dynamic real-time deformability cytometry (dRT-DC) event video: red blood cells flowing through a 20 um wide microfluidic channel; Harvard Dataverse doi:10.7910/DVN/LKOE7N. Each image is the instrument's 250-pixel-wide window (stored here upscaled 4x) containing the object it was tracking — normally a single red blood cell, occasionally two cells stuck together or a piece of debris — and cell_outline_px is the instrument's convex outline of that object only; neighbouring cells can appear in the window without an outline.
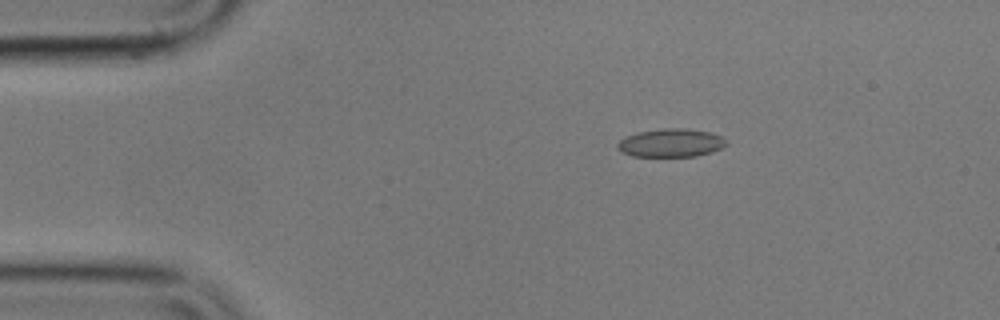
{"species": "common noctule bat (a hibernating species)", "species_latin": "Nyctalus noctula", "temperature_condition": "cold", "stored_images_in_passage": 54, "camera_frame_rate_fps": 3000, "um_per_image_px": 0.085, "animal": {"sex": "male", "body_mass_g": 17.9}, "frame": {"image": 1, "passage_image": 8, "time_ms": 2.333, "image_size_px": [1000, 320], "cell_outline_px": [[728, 144], [712, 152], [696, 156], [632, 156], [620, 152], [616, 148], [616, 144], [624, 136], [636, 132], [664, 128], [684, 128], [712, 132], [728, 140]], "centroid_in_image_um": [57.01, 12.14], "position_along_channel_um": 28.0, "area_um2": 18.21}}
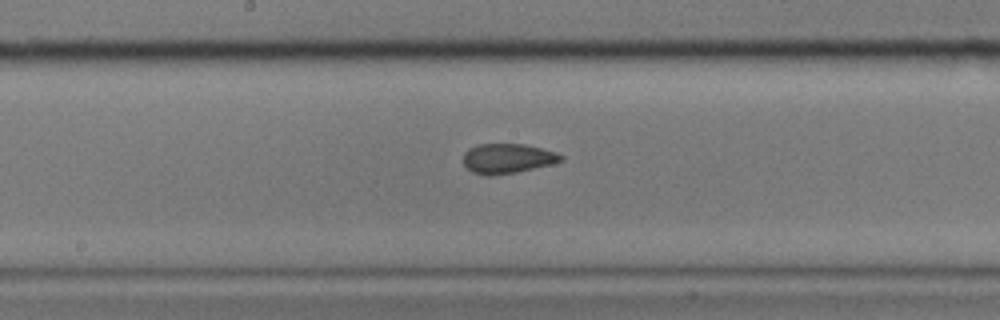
{"frame": {"image": 2, "passage_image": 27, "time_ms": 8.667, "image_size_px": [1000, 320], "cell_outline_px": [[564, 160], [552, 164], [516, 172], [492, 176], [488, 176], [472, 172], [464, 164], [464, 152], [468, 148], [476, 144], [524, 144], [556, 152], [564, 156]], "centroid_in_image_um": [43.13, 13.47], "position_along_channel_um": 205.1, "area_um2": 16.99}}
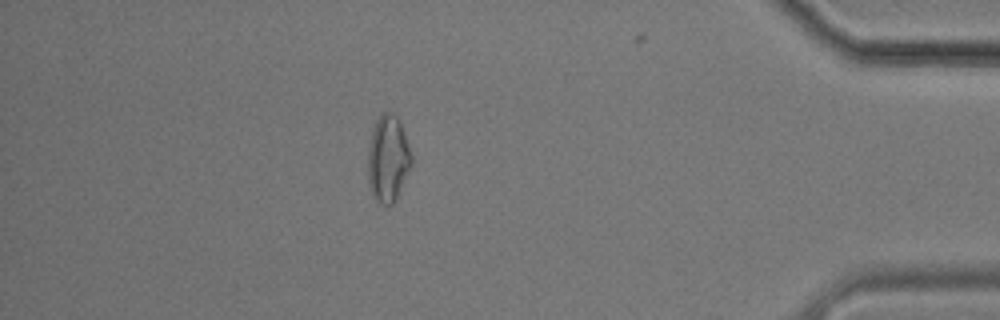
{"frame": {"image": 3, "passage_image": 47, "time_ms": 15.333, "image_size_px": [1000, 320], "cell_outline_px": [[412, 164], [392, 204], [380, 204], [376, 200], [372, 192], [368, 180], [368, 148], [372, 128], [376, 120], [384, 112], [392, 112], [396, 116], [400, 124], [412, 156]], "centroid_in_image_um": [32.95, 13.46], "position_along_channel_um": 402.2, "area_um2": 21.5}, "authors_computed_cell_mechanics": {"area_um2": 17.7157, "velocity_mm_per_s": 3.6038, "shape_relaxation_time_tau1_ms": null, "shape_relaxation_time_tau2_ms": 1.9679, "deformation_change_tau1": null, "deformation_change_tau2": 0.079}}